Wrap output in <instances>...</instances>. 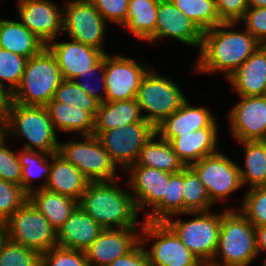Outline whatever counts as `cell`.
Returning <instances> with one entry per match:
<instances>
[{
  "label": "cell",
  "mask_w": 266,
  "mask_h": 266,
  "mask_svg": "<svg viewBox=\"0 0 266 266\" xmlns=\"http://www.w3.org/2000/svg\"><path fill=\"white\" fill-rule=\"evenodd\" d=\"M218 142V126L216 120L207 128L179 134L170 143L174 152L186 167L198 162L206 156L216 154Z\"/></svg>",
  "instance_id": "obj_23"
},
{
  "label": "cell",
  "mask_w": 266,
  "mask_h": 266,
  "mask_svg": "<svg viewBox=\"0 0 266 266\" xmlns=\"http://www.w3.org/2000/svg\"><path fill=\"white\" fill-rule=\"evenodd\" d=\"M22 168L21 187L29 194L45 188L51 168V156L42 151L22 149L17 152ZM44 177V183L38 188L31 184L34 178ZM36 188V189H35Z\"/></svg>",
  "instance_id": "obj_34"
},
{
  "label": "cell",
  "mask_w": 266,
  "mask_h": 266,
  "mask_svg": "<svg viewBox=\"0 0 266 266\" xmlns=\"http://www.w3.org/2000/svg\"><path fill=\"white\" fill-rule=\"evenodd\" d=\"M241 213L254 225H266V185L249 188L244 195Z\"/></svg>",
  "instance_id": "obj_40"
},
{
  "label": "cell",
  "mask_w": 266,
  "mask_h": 266,
  "mask_svg": "<svg viewBox=\"0 0 266 266\" xmlns=\"http://www.w3.org/2000/svg\"><path fill=\"white\" fill-rule=\"evenodd\" d=\"M144 246L139 242L130 252L118 257L108 266H151Z\"/></svg>",
  "instance_id": "obj_48"
},
{
  "label": "cell",
  "mask_w": 266,
  "mask_h": 266,
  "mask_svg": "<svg viewBox=\"0 0 266 266\" xmlns=\"http://www.w3.org/2000/svg\"><path fill=\"white\" fill-rule=\"evenodd\" d=\"M47 47L55 55L64 80H74L95 66L105 55L103 51L73 39L62 43L53 40Z\"/></svg>",
  "instance_id": "obj_20"
},
{
  "label": "cell",
  "mask_w": 266,
  "mask_h": 266,
  "mask_svg": "<svg viewBox=\"0 0 266 266\" xmlns=\"http://www.w3.org/2000/svg\"><path fill=\"white\" fill-rule=\"evenodd\" d=\"M119 184L118 179L89 182L78 201V207L104 229L139 227V212L132 194Z\"/></svg>",
  "instance_id": "obj_2"
},
{
  "label": "cell",
  "mask_w": 266,
  "mask_h": 266,
  "mask_svg": "<svg viewBox=\"0 0 266 266\" xmlns=\"http://www.w3.org/2000/svg\"><path fill=\"white\" fill-rule=\"evenodd\" d=\"M21 23L46 46L63 33V11L49 0H19Z\"/></svg>",
  "instance_id": "obj_16"
},
{
  "label": "cell",
  "mask_w": 266,
  "mask_h": 266,
  "mask_svg": "<svg viewBox=\"0 0 266 266\" xmlns=\"http://www.w3.org/2000/svg\"><path fill=\"white\" fill-rule=\"evenodd\" d=\"M4 238V230L2 224H0V243Z\"/></svg>",
  "instance_id": "obj_52"
},
{
  "label": "cell",
  "mask_w": 266,
  "mask_h": 266,
  "mask_svg": "<svg viewBox=\"0 0 266 266\" xmlns=\"http://www.w3.org/2000/svg\"><path fill=\"white\" fill-rule=\"evenodd\" d=\"M184 169L172 173L163 199L146 215L144 221L164 222L169 217L183 214Z\"/></svg>",
  "instance_id": "obj_32"
},
{
  "label": "cell",
  "mask_w": 266,
  "mask_h": 266,
  "mask_svg": "<svg viewBox=\"0 0 266 266\" xmlns=\"http://www.w3.org/2000/svg\"><path fill=\"white\" fill-rule=\"evenodd\" d=\"M215 120L214 114L208 108L191 106L189 100L186 99L178 110L155 126V132L161 138L170 142L179 134L207 128Z\"/></svg>",
  "instance_id": "obj_21"
},
{
  "label": "cell",
  "mask_w": 266,
  "mask_h": 266,
  "mask_svg": "<svg viewBox=\"0 0 266 266\" xmlns=\"http://www.w3.org/2000/svg\"><path fill=\"white\" fill-rule=\"evenodd\" d=\"M183 214L212 210V202L204 184L190 168H184Z\"/></svg>",
  "instance_id": "obj_36"
},
{
  "label": "cell",
  "mask_w": 266,
  "mask_h": 266,
  "mask_svg": "<svg viewBox=\"0 0 266 266\" xmlns=\"http://www.w3.org/2000/svg\"><path fill=\"white\" fill-rule=\"evenodd\" d=\"M226 80L238 96L266 95V44L261 45Z\"/></svg>",
  "instance_id": "obj_22"
},
{
  "label": "cell",
  "mask_w": 266,
  "mask_h": 266,
  "mask_svg": "<svg viewBox=\"0 0 266 266\" xmlns=\"http://www.w3.org/2000/svg\"><path fill=\"white\" fill-rule=\"evenodd\" d=\"M244 145V167H240L239 172L242 185L249 184V188L266 185V142L265 141H245Z\"/></svg>",
  "instance_id": "obj_33"
},
{
  "label": "cell",
  "mask_w": 266,
  "mask_h": 266,
  "mask_svg": "<svg viewBox=\"0 0 266 266\" xmlns=\"http://www.w3.org/2000/svg\"><path fill=\"white\" fill-rule=\"evenodd\" d=\"M239 98L228 116L232 135L238 142L265 141L266 95Z\"/></svg>",
  "instance_id": "obj_15"
},
{
  "label": "cell",
  "mask_w": 266,
  "mask_h": 266,
  "mask_svg": "<svg viewBox=\"0 0 266 266\" xmlns=\"http://www.w3.org/2000/svg\"><path fill=\"white\" fill-rule=\"evenodd\" d=\"M98 71L100 73H98ZM98 73V82L102 83V88L104 90V97L101 96V93L97 91L96 86H90V83H84L83 81H79L81 79H83L85 81V79L87 80V78L90 79V77L92 78V76L94 77V75H96ZM95 79V78H94ZM74 81L78 84V86L85 92L87 93L89 96H91L92 98H94L95 100H97L99 103H103L104 101H106V88H105V55L104 57L95 65L90 67V69H88L87 71L79 74ZM94 85L98 84L97 82H93ZM100 83V84H101ZM96 88V89H95ZM99 88V87H98ZM100 93V94H99Z\"/></svg>",
  "instance_id": "obj_46"
},
{
  "label": "cell",
  "mask_w": 266,
  "mask_h": 266,
  "mask_svg": "<svg viewBox=\"0 0 266 266\" xmlns=\"http://www.w3.org/2000/svg\"><path fill=\"white\" fill-rule=\"evenodd\" d=\"M98 12L107 22H115L119 26L126 21L129 0H91Z\"/></svg>",
  "instance_id": "obj_44"
},
{
  "label": "cell",
  "mask_w": 266,
  "mask_h": 266,
  "mask_svg": "<svg viewBox=\"0 0 266 266\" xmlns=\"http://www.w3.org/2000/svg\"><path fill=\"white\" fill-rule=\"evenodd\" d=\"M0 266H41V254L4 237L0 243Z\"/></svg>",
  "instance_id": "obj_38"
},
{
  "label": "cell",
  "mask_w": 266,
  "mask_h": 266,
  "mask_svg": "<svg viewBox=\"0 0 266 266\" xmlns=\"http://www.w3.org/2000/svg\"><path fill=\"white\" fill-rule=\"evenodd\" d=\"M137 232V227L104 229L84 251L90 266H108L130 252L140 242Z\"/></svg>",
  "instance_id": "obj_18"
},
{
  "label": "cell",
  "mask_w": 266,
  "mask_h": 266,
  "mask_svg": "<svg viewBox=\"0 0 266 266\" xmlns=\"http://www.w3.org/2000/svg\"><path fill=\"white\" fill-rule=\"evenodd\" d=\"M203 31L170 0H160L155 33L147 40L155 42L172 37L186 45L201 47Z\"/></svg>",
  "instance_id": "obj_17"
},
{
  "label": "cell",
  "mask_w": 266,
  "mask_h": 266,
  "mask_svg": "<svg viewBox=\"0 0 266 266\" xmlns=\"http://www.w3.org/2000/svg\"><path fill=\"white\" fill-rule=\"evenodd\" d=\"M149 69L148 65L134 59L105 54L106 101L136 98L140 82Z\"/></svg>",
  "instance_id": "obj_14"
},
{
  "label": "cell",
  "mask_w": 266,
  "mask_h": 266,
  "mask_svg": "<svg viewBox=\"0 0 266 266\" xmlns=\"http://www.w3.org/2000/svg\"><path fill=\"white\" fill-rule=\"evenodd\" d=\"M155 133V126L142 119L140 122L120 128L94 131L93 135L98 138L112 162L116 166L121 165V168L126 171L135 164L140 150Z\"/></svg>",
  "instance_id": "obj_11"
},
{
  "label": "cell",
  "mask_w": 266,
  "mask_h": 266,
  "mask_svg": "<svg viewBox=\"0 0 266 266\" xmlns=\"http://www.w3.org/2000/svg\"><path fill=\"white\" fill-rule=\"evenodd\" d=\"M41 266H90L83 251L55 246L41 254Z\"/></svg>",
  "instance_id": "obj_42"
},
{
  "label": "cell",
  "mask_w": 266,
  "mask_h": 266,
  "mask_svg": "<svg viewBox=\"0 0 266 266\" xmlns=\"http://www.w3.org/2000/svg\"><path fill=\"white\" fill-rule=\"evenodd\" d=\"M12 103V94L0 83V119H2L10 104Z\"/></svg>",
  "instance_id": "obj_49"
},
{
  "label": "cell",
  "mask_w": 266,
  "mask_h": 266,
  "mask_svg": "<svg viewBox=\"0 0 266 266\" xmlns=\"http://www.w3.org/2000/svg\"><path fill=\"white\" fill-rule=\"evenodd\" d=\"M262 266H266V258H265L264 263L262 264Z\"/></svg>",
  "instance_id": "obj_53"
},
{
  "label": "cell",
  "mask_w": 266,
  "mask_h": 266,
  "mask_svg": "<svg viewBox=\"0 0 266 266\" xmlns=\"http://www.w3.org/2000/svg\"><path fill=\"white\" fill-rule=\"evenodd\" d=\"M143 119L135 98L121 101H104L99 104L94 119V131H105L120 128L127 124L140 122Z\"/></svg>",
  "instance_id": "obj_29"
},
{
  "label": "cell",
  "mask_w": 266,
  "mask_h": 266,
  "mask_svg": "<svg viewBox=\"0 0 266 266\" xmlns=\"http://www.w3.org/2000/svg\"><path fill=\"white\" fill-rule=\"evenodd\" d=\"M246 30L262 45L266 44V7H249L243 18Z\"/></svg>",
  "instance_id": "obj_45"
},
{
  "label": "cell",
  "mask_w": 266,
  "mask_h": 266,
  "mask_svg": "<svg viewBox=\"0 0 266 266\" xmlns=\"http://www.w3.org/2000/svg\"><path fill=\"white\" fill-rule=\"evenodd\" d=\"M85 140L59 142L57 153L75 166L90 182L112 181L116 165L95 135L84 136Z\"/></svg>",
  "instance_id": "obj_9"
},
{
  "label": "cell",
  "mask_w": 266,
  "mask_h": 266,
  "mask_svg": "<svg viewBox=\"0 0 266 266\" xmlns=\"http://www.w3.org/2000/svg\"><path fill=\"white\" fill-rule=\"evenodd\" d=\"M195 215L188 221L173 220L167 218L164 223L175 233V235L186 245V247L202 262L209 265L215 255L221 219L223 211L218 213L187 212L183 215Z\"/></svg>",
  "instance_id": "obj_6"
},
{
  "label": "cell",
  "mask_w": 266,
  "mask_h": 266,
  "mask_svg": "<svg viewBox=\"0 0 266 266\" xmlns=\"http://www.w3.org/2000/svg\"><path fill=\"white\" fill-rule=\"evenodd\" d=\"M160 0H129L125 23L122 25L140 40L147 41L154 33Z\"/></svg>",
  "instance_id": "obj_31"
},
{
  "label": "cell",
  "mask_w": 266,
  "mask_h": 266,
  "mask_svg": "<svg viewBox=\"0 0 266 266\" xmlns=\"http://www.w3.org/2000/svg\"><path fill=\"white\" fill-rule=\"evenodd\" d=\"M248 7H266V0H247Z\"/></svg>",
  "instance_id": "obj_51"
},
{
  "label": "cell",
  "mask_w": 266,
  "mask_h": 266,
  "mask_svg": "<svg viewBox=\"0 0 266 266\" xmlns=\"http://www.w3.org/2000/svg\"><path fill=\"white\" fill-rule=\"evenodd\" d=\"M103 230L90 215L77 206L57 230V245L84 252Z\"/></svg>",
  "instance_id": "obj_24"
},
{
  "label": "cell",
  "mask_w": 266,
  "mask_h": 266,
  "mask_svg": "<svg viewBox=\"0 0 266 266\" xmlns=\"http://www.w3.org/2000/svg\"><path fill=\"white\" fill-rule=\"evenodd\" d=\"M125 172L129 176L128 186L133 190L131 194L138 212L148 208L150 212L165 196L172 173L146 166H130Z\"/></svg>",
  "instance_id": "obj_19"
},
{
  "label": "cell",
  "mask_w": 266,
  "mask_h": 266,
  "mask_svg": "<svg viewBox=\"0 0 266 266\" xmlns=\"http://www.w3.org/2000/svg\"><path fill=\"white\" fill-rule=\"evenodd\" d=\"M6 138L0 132V179L21 186L22 168L19 157L6 146Z\"/></svg>",
  "instance_id": "obj_43"
},
{
  "label": "cell",
  "mask_w": 266,
  "mask_h": 266,
  "mask_svg": "<svg viewBox=\"0 0 266 266\" xmlns=\"http://www.w3.org/2000/svg\"><path fill=\"white\" fill-rule=\"evenodd\" d=\"M183 14L205 31L223 23L218 16L215 0H170Z\"/></svg>",
  "instance_id": "obj_35"
},
{
  "label": "cell",
  "mask_w": 266,
  "mask_h": 266,
  "mask_svg": "<svg viewBox=\"0 0 266 266\" xmlns=\"http://www.w3.org/2000/svg\"><path fill=\"white\" fill-rule=\"evenodd\" d=\"M219 19L223 23H239L248 7L247 0H215Z\"/></svg>",
  "instance_id": "obj_47"
},
{
  "label": "cell",
  "mask_w": 266,
  "mask_h": 266,
  "mask_svg": "<svg viewBox=\"0 0 266 266\" xmlns=\"http://www.w3.org/2000/svg\"><path fill=\"white\" fill-rule=\"evenodd\" d=\"M63 9V33L79 43L103 50L106 21L91 0H66Z\"/></svg>",
  "instance_id": "obj_12"
},
{
  "label": "cell",
  "mask_w": 266,
  "mask_h": 266,
  "mask_svg": "<svg viewBox=\"0 0 266 266\" xmlns=\"http://www.w3.org/2000/svg\"><path fill=\"white\" fill-rule=\"evenodd\" d=\"M54 128L83 136L93 135L94 118L86 111L52 99L46 106Z\"/></svg>",
  "instance_id": "obj_30"
},
{
  "label": "cell",
  "mask_w": 266,
  "mask_h": 266,
  "mask_svg": "<svg viewBox=\"0 0 266 266\" xmlns=\"http://www.w3.org/2000/svg\"><path fill=\"white\" fill-rule=\"evenodd\" d=\"M135 99L141 114L147 111L142 114L143 119L156 126L178 110L187 98L173 80L149 69L140 82Z\"/></svg>",
  "instance_id": "obj_8"
},
{
  "label": "cell",
  "mask_w": 266,
  "mask_h": 266,
  "mask_svg": "<svg viewBox=\"0 0 266 266\" xmlns=\"http://www.w3.org/2000/svg\"><path fill=\"white\" fill-rule=\"evenodd\" d=\"M46 45L21 22L0 19V48L31 58Z\"/></svg>",
  "instance_id": "obj_26"
},
{
  "label": "cell",
  "mask_w": 266,
  "mask_h": 266,
  "mask_svg": "<svg viewBox=\"0 0 266 266\" xmlns=\"http://www.w3.org/2000/svg\"><path fill=\"white\" fill-rule=\"evenodd\" d=\"M236 24L221 23L203 31L194 72H223L227 79L262 45L246 29L235 31Z\"/></svg>",
  "instance_id": "obj_1"
},
{
  "label": "cell",
  "mask_w": 266,
  "mask_h": 266,
  "mask_svg": "<svg viewBox=\"0 0 266 266\" xmlns=\"http://www.w3.org/2000/svg\"><path fill=\"white\" fill-rule=\"evenodd\" d=\"M27 60L26 57L0 48V83L11 94L20 84Z\"/></svg>",
  "instance_id": "obj_39"
},
{
  "label": "cell",
  "mask_w": 266,
  "mask_h": 266,
  "mask_svg": "<svg viewBox=\"0 0 266 266\" xmlns=\"http://www.w3.org/2000/svg\"><path fill=\"white\" fill-rule=\"evenodd\" d=\"M157 137V141H154ZM131 166H146L169 173L180 172L186 167L174 152L171 143L156 133L144 144L135 164Z\"/></svg>",
  "instance_id": "obj_28"
},
{
  "label": "cell",
  "mask_w": 266,
  "mask_h": 266,
  "mask_svg": "<svg viewBox=\"0 0 266 266\" xmlns=\"http://www.w3.org/2000/svg\"><path fill=\"white\" fill-rule=\"evenodd\" d=\"M2 226L6 239L40 254L57 246V231L29 201L11 215Z\"/></svg>",
  "instance_id": "obj_7"
},
{
  "label": "cell",
  "mask_w": 266,
  "mask_h": 266,
  "mask_svg": "<svg viewBox=\"0 0 266 266\" xmlns=\"http://www.w3.org/2000/svg\"><path fill=\"white\" fill-rule=\"evenodd\" d=\"M28 201V193L14 183L0 179V224Z\"/></svg>",
  "instance_id": "obj_41"
},
{
  "label": "cell",
  "mask_w": 266,
  "mask_h": 266,
  "mask_svg": "<svg viewBox=\"0 0 266 266\" xmlns=\"http://www.w3.org/2000/svg\"><path fill=\"white\" fill-rule=\"evenodd\" d=\"M28 201L50 222L57 231L78 206L75 199L43 189L28 194Z\"/></svg>",
  "instance_id": "obj_27"
},
{
  "label": "cell",
  "mask_w": 266,
  "mask_h": 266,
  "mask_svg": "<svg viewBox=\"0 0 266 266\" xmlns=\"http://www.w3.org/2000/svg\"><path fill=\"white\" fill-rule=\"evenodd\" d=\"M53 99L86 111L94 119L100 104L97 100L85 93L74 80H63L56 89Z\"/></svg>",
  "instance_id": "obj_37"
},
{
  "label": "cell",
  "mask_w": 266,
  "mask_h": 266,
  "mask_svg": "<svg viewBox=\"0 0 266 266\" xmlns=\"http://www.w3.org/2000/svg\"><path fill=\"white\" fill-rule=\"evenodd\" d=\"M221 256V257H220ZM258 256L254 225L240 212L223 210L218 246L210 266H249ZM222 258V260H218Z\"/></svg>",
  "instance_id": "obj_4"
},
{
  "label": "cell",
  "mask_w": 266,
  "mask_h": 266,
  "mask_svg": "<svg viewBox=\"0 0 266 266\" xmlns=\"http://www.w3.org/2000/svg\"><path fill=\"white\" fill-rule=\"evenodd\" d=\"M258 256L260 251L266 250V225L255 227Z\"/></svg>",
  "instance_id": "obj_50"
},
{
  "label": "cell",
  "mask_w": 266,
  "mask_h": 266,
  "mask_svg": "<svg viewBox=\"0 0 266 266\" xmlns=\"http://www.w3.org/2000/svg\"><path fill=\"white\" fill-rule=\"evenodd\" d=\"M55 55L45 46L29 58L12 102L26 106H46L63 82Z\"/></svg>",
  "instance_id": "obj_5"
},
{
  "label": "cell",
  "mask_w": 266,
  "mask_h": 266,
  "mask_svg": "<svg viewBox=\"0 0 266 266\" xmlns=\"http://www.w3.org/2000/svg\"><path fill=\"white\" fill-rule=\"evenodd\" d=\"M140 242L156 241L146 250L151 266H203L164 222H142Z\"/></svg>",
  "instance_id": "obj_10"
},
{
  "label": "cell",
  "mask_w": 266,
  "mask_h": 266,
  "mask_svg": "<svg viewBox=\"0 0 266 266\" xmlns=\"http://www.w3.org/2000/svg\"><path fill=\"white\" fill-rule=\"evenodd\" d=\"M89 180L58 153L51 156V168L45 189L79 201Z\"/></svg>",
  "instance_id": "obj_25"
},
{
  "label": "cell",
  "mask_w": 266,
  "mask_h": 266,
  "mask_svg": "<svg viewBox=\"0 0 266 266\" xmlns=\"http://www.w3.org/2000/svg\"><path fill=\"white\" fill-rule=\"evenodd\" d=\"M189 167L206 187L212 204L225 202L228 200V195L243 186L239 165L219 151Z\"/></svg>",
  "instance_id": "obj_13"
},
{
  "label": "cell",
  "mask_w": 266,
  "mask_h": 266,
  "mask_svg": "<svg viewBox=\"0 0 266 266\" xmlns=\"http://www.w3.org/2000/svg\"><path fill=\"white\" fill-rule=\"evenodd\" d=\"M1 132L23 137V149L54 154L58 151L57 132L45 106H26L12 102L1 119ZM6 133V134H5Z\"/></svg>",
  "instance_id": "obj_3"
}]
</instances>
